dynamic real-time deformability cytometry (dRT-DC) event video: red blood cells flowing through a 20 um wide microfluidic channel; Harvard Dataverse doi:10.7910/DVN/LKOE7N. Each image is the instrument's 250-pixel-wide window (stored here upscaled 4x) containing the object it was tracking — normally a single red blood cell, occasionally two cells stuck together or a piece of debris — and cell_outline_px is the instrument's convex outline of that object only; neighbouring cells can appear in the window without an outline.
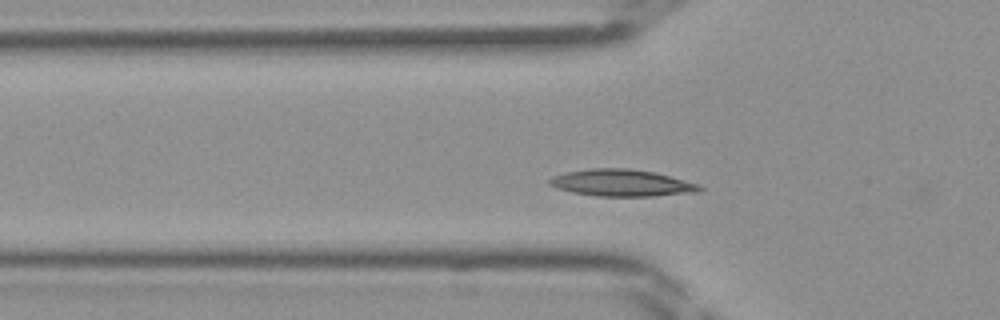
{"species": "Egyptian fruit bat (a non-hibernating species)", "species_latin": "Rousettus aegyptiacus", "temperature_condition": "room temperature", "stored_images_in_passage": 32, "camera_frame_rate_fps": 3000, "um_per_image_px": 0.085, "frame": {"image": 1, "passage_image": 2, "time_ms": 0.333, "image_size_px": [1000, 320], "cell_outline_px": [[704, 188], [700, 192], [652, 196], [596, 196], [572, 192], [556, 188], [548, 184], [548, 180], [552, 176], [568, 172], [588, 168], [628, 168], [656, 172], [696, 184]], "centroid_in_image_um": [52.81, 15.54], "position_along_channel_um": 73.0, "area_um2": 23.47}}
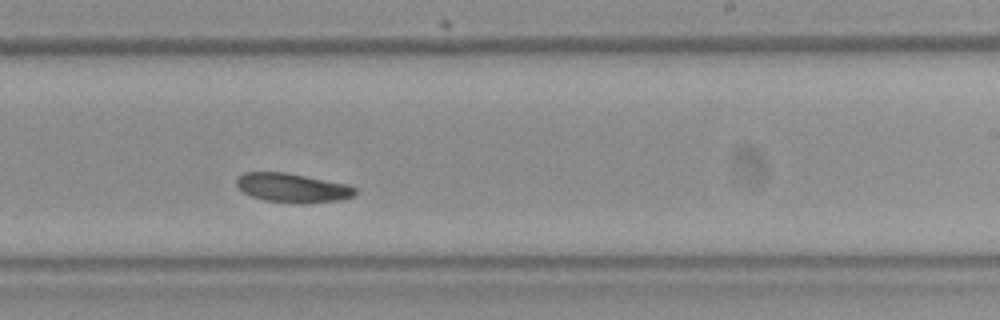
{"frame": {"image": 2, "passage_image": 15, "time_ms": 4.667, "image_size_px": [1000, 320], "cell_outline_px": [[356, 192], [352, 196], [340, 200], [304, 204], [300, 204], [264, 200], [252, 196], [244, 192], [236, 184], [236, 176], [244, 172], [284, 172], [348, 184], [356, 188]], "centroid_in_image_um": [24.85, 15.97], "position_along_channel_um": 264.1, "area_um2": 20.17}}
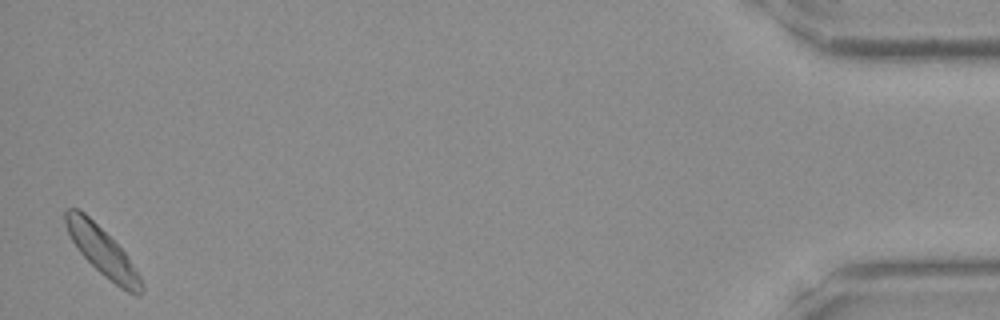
{"frame": {"image": 3, "passage_image": 32, "time_ms": 10.333, "image_size_px": [1000, 320], "cell_outline_px": [[144, 288], [140, 296], [136, 296], [120, 288], [104, 276], [80, 252], [72, 240], [68, 232], [64, 220], [64, 212], [68, 208], [80, 208], [124, 252], [140, 276], [144, 284]], "centroid_in_image_um": [8.71, 21.4], "position_along_channel_um": 426.5, "area_um2": 20.87}}